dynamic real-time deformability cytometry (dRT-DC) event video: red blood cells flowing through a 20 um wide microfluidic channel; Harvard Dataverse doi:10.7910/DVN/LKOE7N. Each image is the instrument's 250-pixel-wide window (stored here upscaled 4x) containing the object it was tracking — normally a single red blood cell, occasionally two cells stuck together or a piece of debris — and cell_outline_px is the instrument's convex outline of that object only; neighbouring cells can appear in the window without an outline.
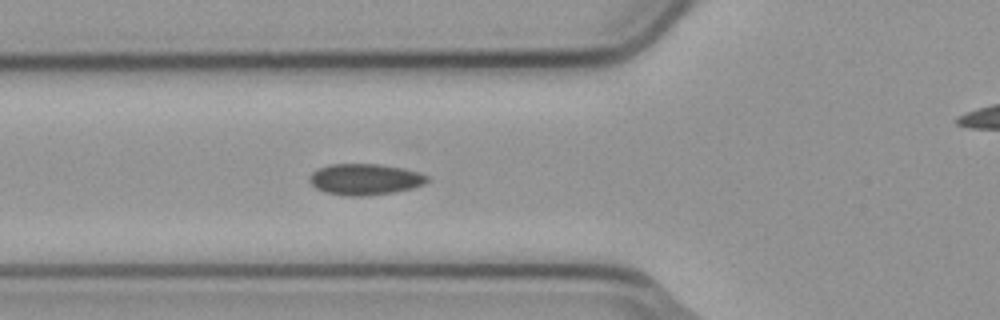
{"species": "common noctule bat (a hibernating species)", "species_latin": "Nyctalus noctula", "temperature_condition": "cold", "stored_images_in_passage": 6, "segment_of_instrument_passage": [1, 2], "camera_frame_rate_fps": 3000, "um_per_image_px": 0.085, "animal": {"sex": "male", "body_mass_g": 23.1, "forearm_length_mm": 52.7}, "frame": {"image": 1, "passage_image": 5, "time_ms": 1.333, "image_size_px": [1000, 320], "cell_outline_px": [[428, 180], [424, 184], [412, 188], [396, 192], [364, 196], [344, 196], [324, 192], [316, 188], [308, 180], [308, 176], [312, 172], [320, 168], [332, 164], [380, 164], [420, 172], [428, 176]], "centroid_in_image_um": [31.01, 15.25], "position_along_channel_um": 94.8, "area_um2": 21.44}}